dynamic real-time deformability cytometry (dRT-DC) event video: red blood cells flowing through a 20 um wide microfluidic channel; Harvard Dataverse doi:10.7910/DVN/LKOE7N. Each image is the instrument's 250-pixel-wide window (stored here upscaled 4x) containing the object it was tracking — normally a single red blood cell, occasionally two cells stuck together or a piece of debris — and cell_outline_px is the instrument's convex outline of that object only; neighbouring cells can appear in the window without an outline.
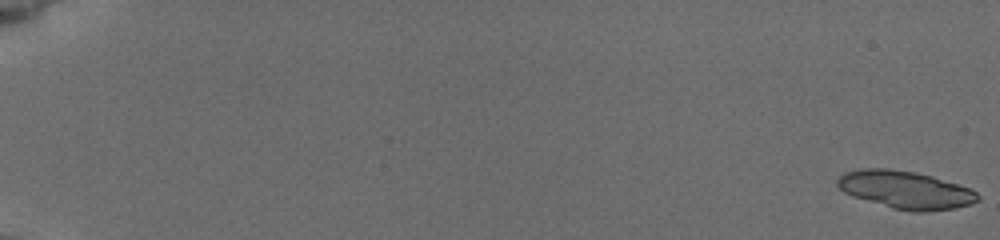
{"species": "common noctule bat (a hibernating species)", "species_latin": "Nyctalus noctula", "temperature_condition": "cold", "stored_images_in_passage": 14, "segment_of_instrument_passage": [1, 2], "camera_frame_rate_fps": 3000, "um_per_image_px": 0.085, "animal": {"sex": "female", "body_mass_g": 19.5, "forearm_length_mm": 54.1}, "frame": {"image": 1, "passage_image": 1, "time_ms": 0.0, "image_size_px": [1000, 240], "cell_outline_px": [[980, 200], [972, 204], [956, 208], [924, 212], [912, 212], [892, 208], [852, 196], [844, 192], [836, 184], [836, 180], [844, 172], [860, 168], [888, 168], [912, 172], [932, 176], [972, 188], [980, 196]], "centroid_in_image_um": [76.99, 16.14], "position_along_channel_um": 8.0, "area_um2": 31.1}}
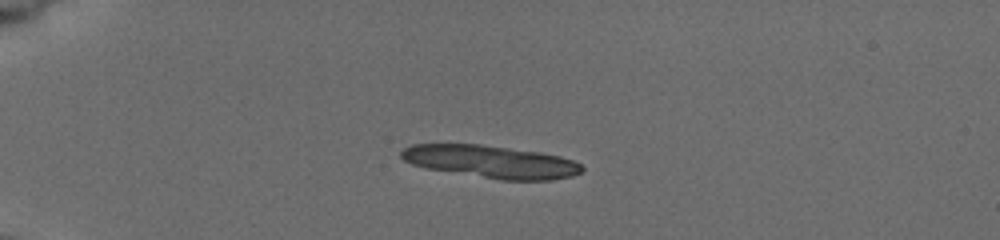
{"frame": {"image": 2, "passage_image": 8, "time_ms": 5.0, "image_size_px": [1000, 240], "cell_outline_px": [[584, 168], [580, 172], [572, 176], [552, 180], [500, 180], [424, 168], [412, 164], [404, 160], [400, 156], [400, 152], [404, 148], [412, 144], [480, 144], [540, 152], [560, 156], [572, 160], [580, 164]], "centroid_in_image_um": [41.71, 13.75], "position_along_channel_um": 43.3, "area_um2": 34.39}}